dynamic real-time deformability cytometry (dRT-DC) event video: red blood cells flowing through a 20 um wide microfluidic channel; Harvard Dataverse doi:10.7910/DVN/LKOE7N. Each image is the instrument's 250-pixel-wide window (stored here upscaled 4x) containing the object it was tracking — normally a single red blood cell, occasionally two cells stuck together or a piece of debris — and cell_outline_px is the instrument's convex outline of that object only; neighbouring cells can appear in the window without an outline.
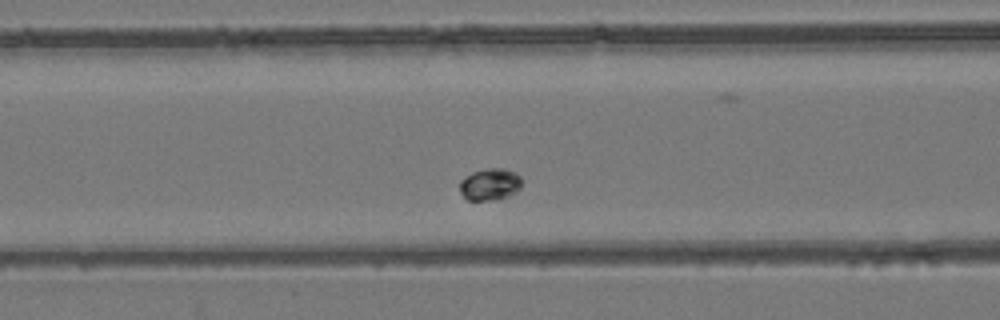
{"species": "common noctule bat (a hibernating species)", "species_latin": "Nyctalus noctula", "temperature_condition": "room temperature", "stored_images_in_passage": 36, "camera_frame_rate_fps": 3000, "um_per_image_px": 0.085, "animal": {"sex": "female", "body_mass_g": 24.6, "forearm_length_mm": 56.2}, "frame": {"image": 1, "passage_image": 10, "time_ms": 3.0, "image_size_px": [1000, 320], "cell_outline_px": [[520, 188], [516, 192], [508, 196], [496, 200], [464, 200], [460, 192], [460, 180], [472, 172], [488, 168], [504, 168], [520, 176]], "centroid_in_image_um": [41.6, 15.68], "position_along_channel_um": 125.0, "area_um2": 11.56}}
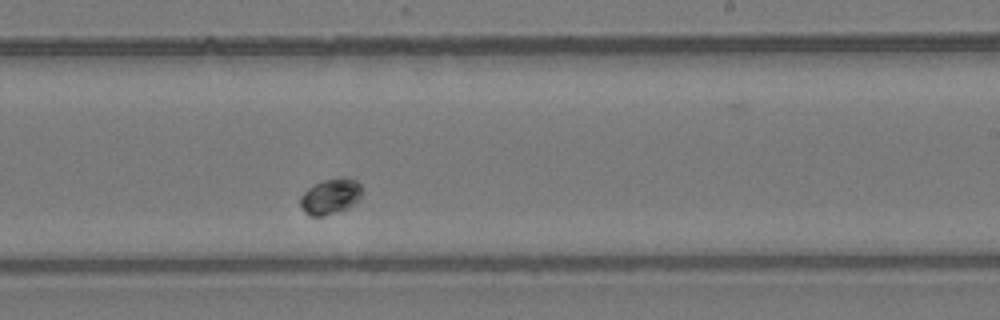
{"frame": {"image": 2, "passage_image": 21, "time_ms": 6.667, "image_size_px": [1000, 320], "cell_outline_px": [[360, 196], [348, 208], [324, 216], [308, 216], [304, 212], [300, 204], [300, 196], [308, 188], [324, 180], [340, 176], [344, 176], [356, 180], [360, 184]], "centroid_in_image_um": [28.06, 16.69], "position_along_channel_um": 260.9, "area_um2": 12.72}}
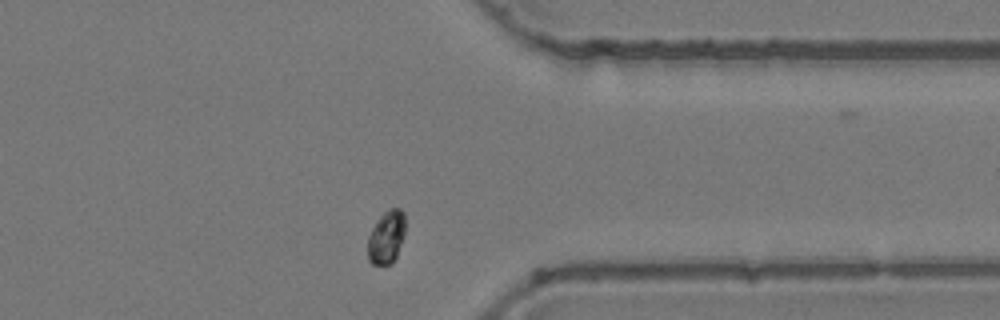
{"frame": {"image": 3, "passage_image": 31, "time_ms": 10.0, "image_size_px": [1000, 320], "cell_outline_px": [[404, 236], [396, 256], [392, 264], [372, 264], [368, 260], [368, 236], [376, 220], [388, 208], [400, 208], [404, 212]], "centroid_in_image_um": [32.84, 20.14], "position_along_channel_um": 378.6, "area_um2": 11.62}, "authors_computed_cell_mechanics": {"area_um2": 11.7912, "velocity_mm_per_s": 3.7193, "shape_relaxation_time_tau1_ms": 2.4674, "shape_relaxation_time_tau2_ms": null, "deformation_change_tau1": 0.0351, "deformation_change_tau2": null}}